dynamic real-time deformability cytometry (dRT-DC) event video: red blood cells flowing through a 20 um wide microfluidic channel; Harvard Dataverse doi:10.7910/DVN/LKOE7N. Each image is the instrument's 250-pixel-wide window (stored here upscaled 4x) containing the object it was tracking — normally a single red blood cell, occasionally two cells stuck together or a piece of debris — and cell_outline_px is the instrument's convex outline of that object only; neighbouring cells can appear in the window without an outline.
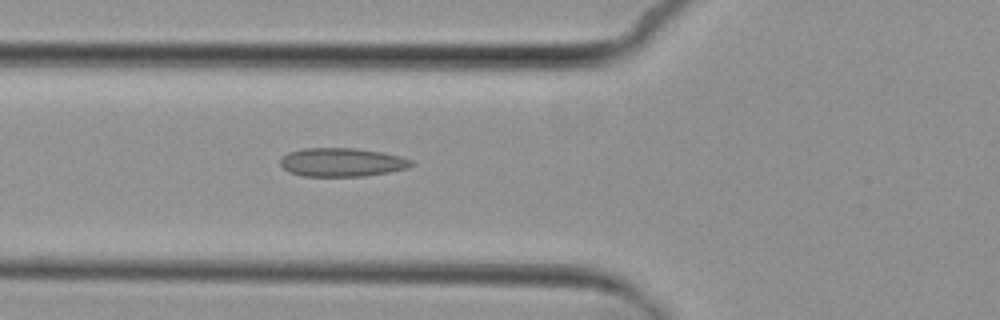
{"species": "common noctule bat (a hibernating species)", "species_latin": "Nyctalus noctula", "temperature_condition": "cold", "stored_images_in_passage": 3, "camera_frame_rate_fps": 3000, "um_per_image_px": 0.085, "animal": {"sex": "female", "body_mass_g": 29.2, "forearm_length_mm": 56.3}, "frame": {"image": 1, "passage_image": 3, "time_ms": 3.667, "image_size_px": [1000, 320], "cell_outline_px": [[416, 164], [408, 168], [388, 172], [364, 176], [304, 176], [288, 172], [280, 164], [280, 156], [288, 152], [304, 148], [356, 148], [384, 152], [400, 156], [412, 160]], "centroid_in_image_um": [29.06, 13.78], "position_along_channel_um": 96.7, "area_um2": 22.08}}